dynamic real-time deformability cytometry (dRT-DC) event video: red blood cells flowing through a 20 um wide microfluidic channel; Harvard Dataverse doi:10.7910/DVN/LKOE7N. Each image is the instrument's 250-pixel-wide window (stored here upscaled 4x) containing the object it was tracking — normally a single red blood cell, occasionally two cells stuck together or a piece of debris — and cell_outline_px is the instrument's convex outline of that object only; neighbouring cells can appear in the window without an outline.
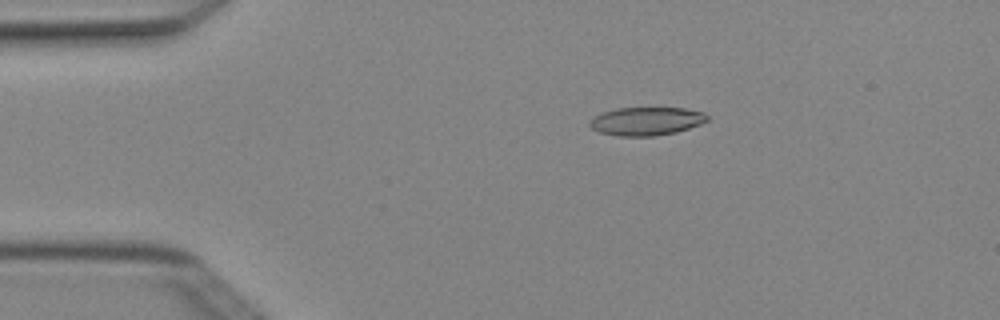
{"species": "Egyptian fruit bat (a non-hibernating species)", "species_latin": "Rousettus aegyptiacus", "temperature_condition": "cold", "stored_images_in_passage": 3, "camera_frame_rate_fps": 3000, "um_per_image_px": 0.085, "animal": {"sex": "female"}, "frame": {"image": 1, "passage_image": 2, "time_ms": 0.333, "image_size_px": [1000, 320], "cell_outline_px": [[708, 120], [700, 124], [676, 132], [652, 136], [616, 136], [600, 132], [592, 128], [588, 124], [588, 120], [604, 112], [616, 108], [684, 108], [704, 112], [708, 116]], "centroid_in_image_um": [54.93, 10.3], "position_along_channel_um": 30.1, "area_um2": 19.31}}